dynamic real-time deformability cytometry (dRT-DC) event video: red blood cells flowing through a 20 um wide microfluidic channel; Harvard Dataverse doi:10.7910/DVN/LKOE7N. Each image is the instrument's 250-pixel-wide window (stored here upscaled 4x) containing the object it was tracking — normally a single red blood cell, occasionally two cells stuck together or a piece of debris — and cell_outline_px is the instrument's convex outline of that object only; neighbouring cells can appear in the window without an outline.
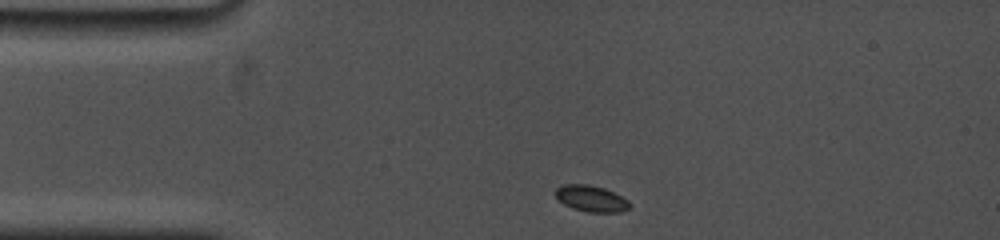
{"species": "common noctule bat (a hibernating species)", "species_latin": "Nyctalus noctula", "temperature_condition": "cold", "stored_images_in_passage": 52, "camera_frame_rate_fps": 5000, "um_per_image_px": 0.085, "animal": {"sex": "female", "body_mass_g": 19.0, "forearm_length_mm": 53.3}, "frame": {"image": 1, "passage_image": 1, "time_ms": 0.0, "image_size_px": [1000, 240], "cell_outline_px": [[632, 204], [628, 208], [620, 212], [588, 212], [572, 208], [564, 204], [556, 196], [556, 188], [564, 184], [588, 184], [604, 188], [628, 200]], "centroid_in_image_um": [50.25, 16.88], "position_along_channel_um": 34.7, "area_um2": 11.21}}
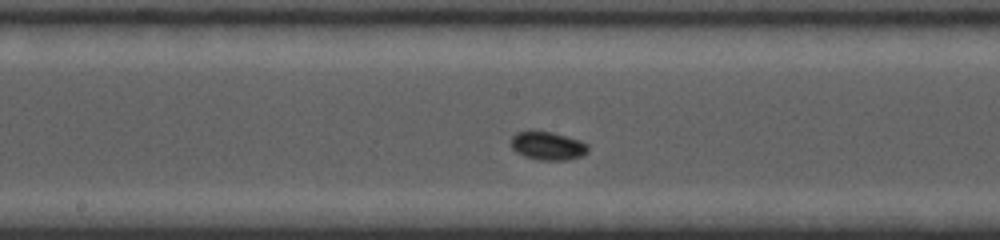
{"frame": {"image": 2, "passage_image": 22, "time_ms": 5.4, "image_size_px": [1000, 240], "cell_outline_px": [[588, 152], [584, 156], [568, 160], [540, 160], [524, 156], [516, 152], [512, 148], [512, 136], [516, 132], [532, 128], [552, 132], [580, 140], [588, 144]], "centroid_in_image_um": [46.56, 12.36], "position_along_channel_um": 201.6, "area_um2": 13.18}}
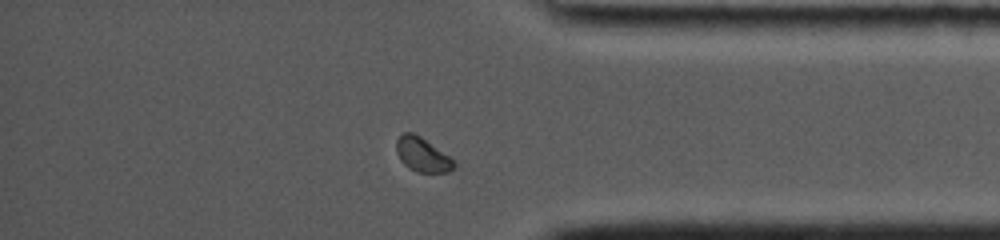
{"frame": {"image": 3, "passage_image": 45, "time_ms": 10.8, "image_size_px": [1000, 240], "cell_outline_px": [[456, 168], [448, 172], [416, 172], [408, 168], [400, 160], [396, 152], [396, 140], [404, 132], [412, 132], [420, 136], [456, 160]], "centroid_in_image_um": [35.92, 13.16], "position_along_channel_um": 399.3, "area_um2": 11.68}, "authors_computed_cell_mechanics": {"area_um2": 11.56, "velocity_mm_per_s": 3.7195, "shape_relaxation_time_tau1_ms": 5.3171, "shape_relaxation_time_tau2_ms": null, "deformation_change_tau1": 0.0924, "deformation_change_tau2": null}}